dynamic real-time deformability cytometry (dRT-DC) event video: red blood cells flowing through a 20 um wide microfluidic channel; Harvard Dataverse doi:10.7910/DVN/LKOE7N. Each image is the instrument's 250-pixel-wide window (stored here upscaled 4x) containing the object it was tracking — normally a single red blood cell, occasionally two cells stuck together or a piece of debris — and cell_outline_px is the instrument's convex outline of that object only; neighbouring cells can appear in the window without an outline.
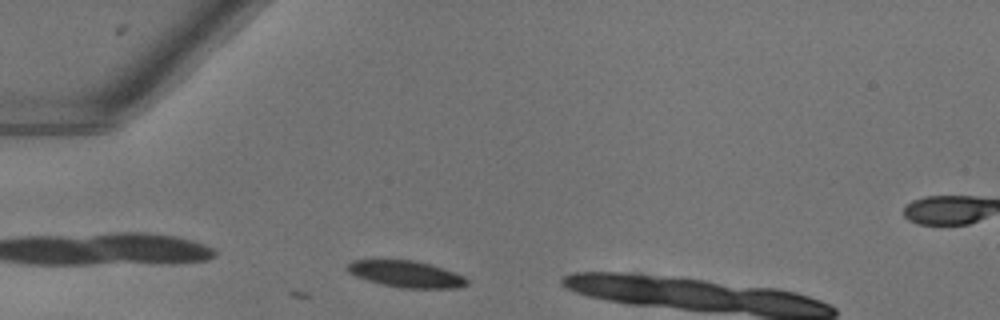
{"species": "common noctule bat (a hibernating species)", "species_latin": "Nyctalus noctula", "temperature_condition": "warm", "stored_images_in_passage": 8, "camera_frame_rate_fps": 3000, "um_per_image_px": 0.085, "animal": {"sex": "female"}, "frame": {"image": 1, "passage_image": 3, "time_ms": 0.667, "image_size_px": [1000, 320], "cell_outline_px": [[468, 284], [456, 288], [400, 288], [380, 284], [356, 276], [348, 272], [348, 264], [352, 260], [412, 260], [428, 264], [464, 276], [468, 280]], "centroid_in_image_um": [34.5, 23.3], "position_along_channel_um": 50.5, "area_um2": 18.21}}